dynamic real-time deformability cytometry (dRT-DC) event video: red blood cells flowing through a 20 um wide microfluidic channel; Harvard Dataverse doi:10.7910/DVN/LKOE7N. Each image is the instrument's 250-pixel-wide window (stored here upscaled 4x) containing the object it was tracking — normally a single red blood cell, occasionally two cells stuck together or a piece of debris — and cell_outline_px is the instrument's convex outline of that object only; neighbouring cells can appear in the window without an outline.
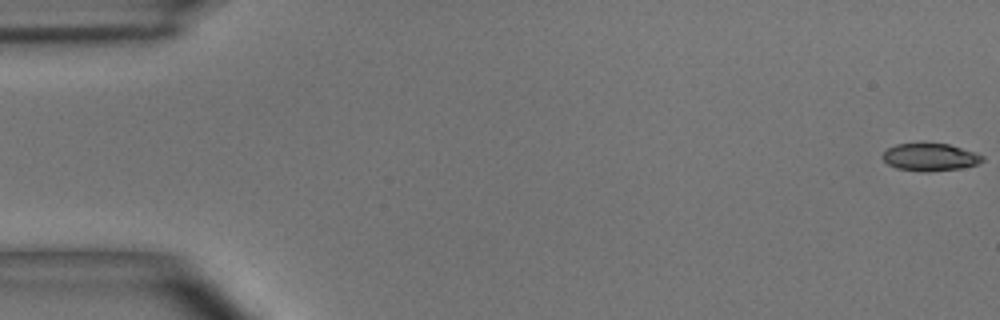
{"species": "common noctule bat (a hibernating species)", "species_latin": "Nyctalus noctula", "temperature_condition": "room temperature", "stored_images_in_passage": 55, "camera_frame_rate_fps": 3000, "um_per_image_px": 0.085, "animal": {"sex": "male", "body_mass_g": 15.6}, "frame": {"image": 1, "passage_image": 1, "time_ms": 0.0, "image_size_px": [1000, 320], "cell_outline_px": [[984, 160], [976, 164], [960, 168], [924, 172], [896, 168], [888, 164], [880, 156], [888, 148], [896, 144], [948, 144], [976, 152], [984, 156]], "centroid_in_image_um": [79.05, 13.36], "position_along_channel_um": 6.0, "area_um2": 15.84}}
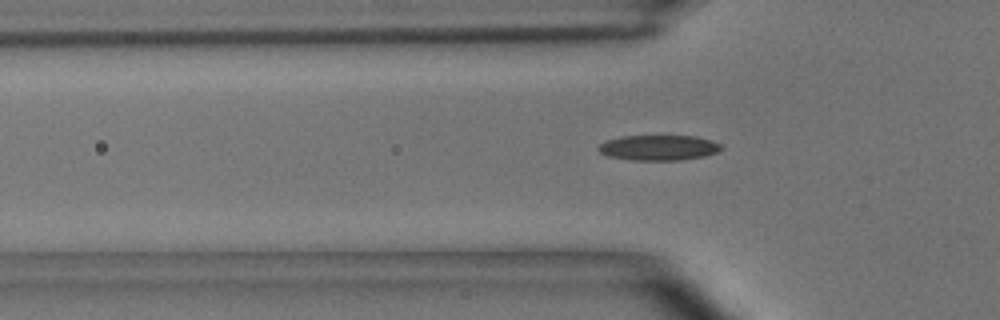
{"frame": {"image": 2, "passage_image": 18, "time_ms": 5.667, "image_size_px": [1000, 320], "cell_outline_px": [[724, 148], [716, 152], [704, 156], [680, 160], [632, 160], [608, 156], [600, 152], [596, 148], [604, 140], [620, 136], [696, 136], [712, 140], [720, 144]], "centroid_in_image_um": [55.96, 12.54], "position_along_channel_um": 69.8, "area_um2": 18.21}}
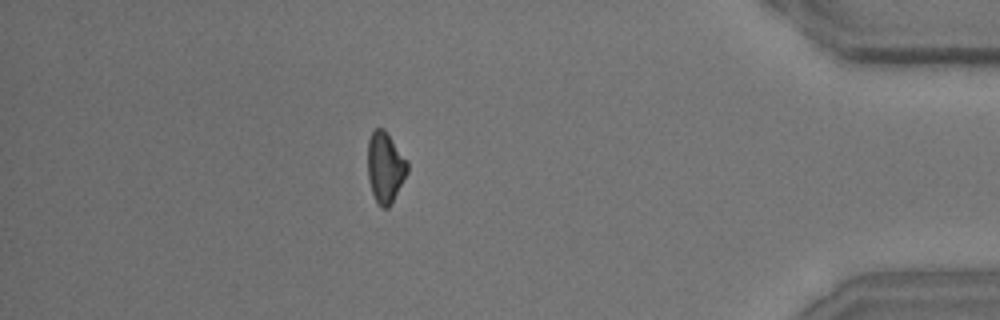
{"frame": {"image": 3, "passage_image": 49, "time_ms": 16.0, "image_size_px": [1000, 320], "cell_outline_px": [[408, 172], [388, 208], [384, 208], [376, 200], [372, 192], [368, 180], [368, 140], [372, 132], [376, 128], [384, 128], [408, 160]], "centroid_in_image_um": [32.75, 14.18], "position_along_channel_um": 402.5, "area_um2": 16.24}, "authors_computed_cell_mechanics": {"area_um2": 16.9354, "velocity_mm_per_s": 3.6301, "shape_relaxation_time_tau1_ms": 5.2949, "shape_relaxation_time_tau2_ms": null, "deformation_change_tau1": 0.1407, "deformation_change_tau2": null}}